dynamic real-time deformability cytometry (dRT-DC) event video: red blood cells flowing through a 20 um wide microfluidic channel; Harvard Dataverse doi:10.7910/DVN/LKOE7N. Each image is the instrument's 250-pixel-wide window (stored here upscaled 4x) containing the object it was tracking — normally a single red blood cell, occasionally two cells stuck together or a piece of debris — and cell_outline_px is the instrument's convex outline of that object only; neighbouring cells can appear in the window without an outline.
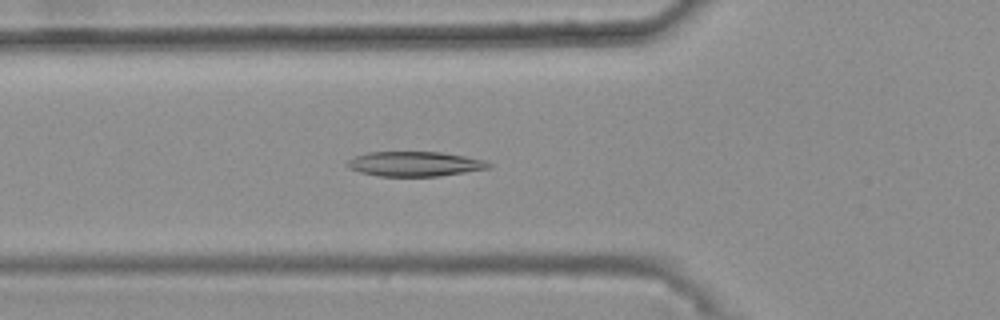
{"species": "common noctule bat (a hibernating species)", "species_latin": "Nyctalus noctula", "temperature_condition": "warm", "stored_images_in_passage": 46, "camera_frame_rate_fps": 3000, "um_per_image_px": 0.085, "animal": {"sex": "female", "body_mass_g": 25.1}, "frame": {"image": 1, "passage_image": 18, "time_ms": 5.667, "image_size_px": [1000, 320], "cell_outline_px": [[492, 168], [440, 176], [380, 176], [360, 172], [348, 168], [348, 160], [356, 156], [368, 152], [440, 152], [488, 160], [492, 164]], "centroid_in_image_um": [35.32, 13.93], "position_along_channel_um": 90.5, "area_um2": 20.46}}
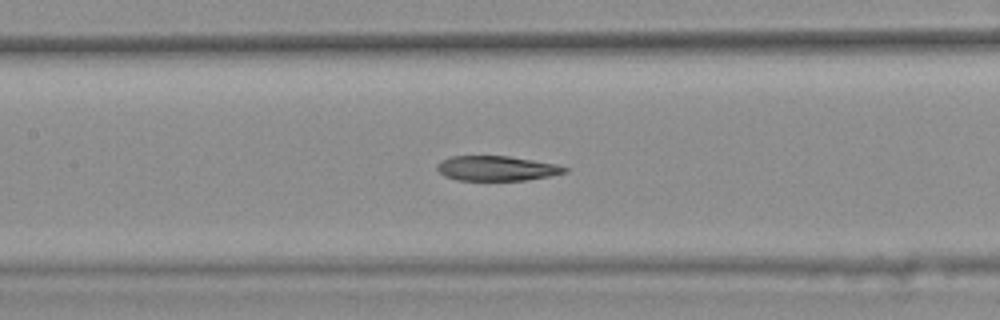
{"frame": {"image": 2, "passage_image": 24, "time_ms": 7.667, "image_size_px": [1000, 320], "cell_outline_px": [[568, 172], [548, 176], [524, 180], [456, 180], [444, 176], [436, 168], [436, 164], [440, 160], [452, 156], [508, 156], [556, 164], [568, 168]], "centroid_in_image_um": [42.17, 14.31], "position_along_channel_um": 165.2, "area_um2": 18.44}}
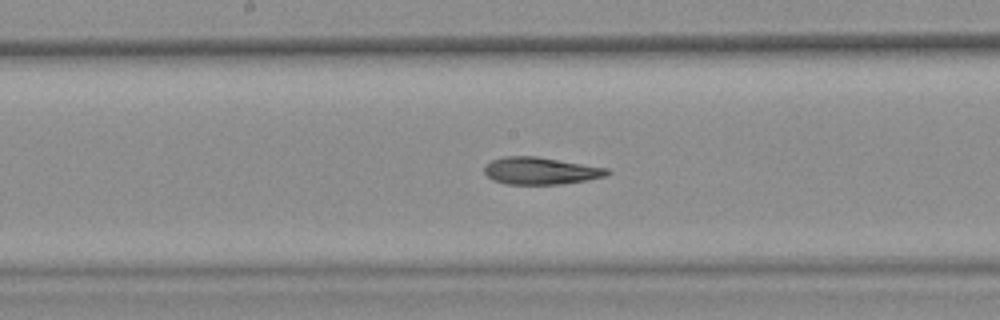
{"frame": {"image": 3, "passage_image": 27, "time_ms": 8.667, "image_size_px": [1000, 320], "cell_outline_px": [[612, 172], [604, 176], [588, 180], [560, 184], [508, 184], [492, 180], [484, 172], [484, 164], [492, 160], [504, 156], [536, 156], [608, 168]], "centroid_in_image_um": [45.93, 14.51], "position_along_channel_um": 202.3, "area_um2": 19.48}, "authors_computed_cell_mechanics": {"area_um2": 20.2589, "velocity_mm_per_s": 3.7151, "shape_relaxation_time_tau1_ms": null, "shape_relaxation_time_tau2_ms": 3.9953, "deformation_change_tau1": null, "deformation_change_tau2": 0.1132}}